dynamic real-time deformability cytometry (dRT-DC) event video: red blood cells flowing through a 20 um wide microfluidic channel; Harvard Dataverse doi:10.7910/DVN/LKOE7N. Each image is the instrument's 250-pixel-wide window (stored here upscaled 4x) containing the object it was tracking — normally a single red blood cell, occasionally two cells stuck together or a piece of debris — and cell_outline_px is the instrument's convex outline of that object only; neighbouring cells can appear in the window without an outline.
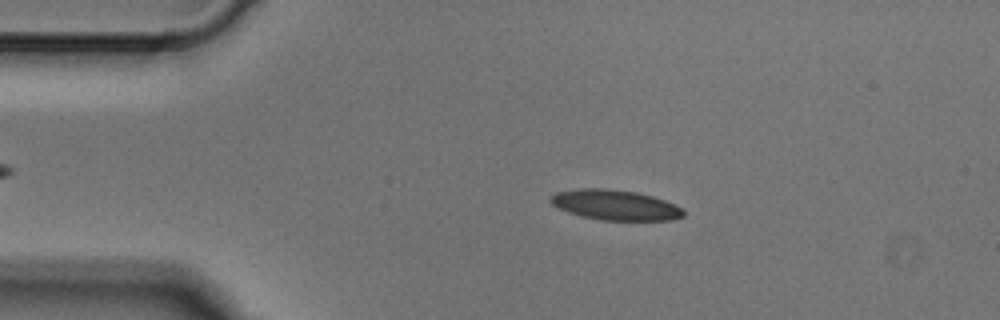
{"species": "Egyptian fruit bat (a non-hibernating species)", "species_latin": "Rousettus aegyptiacus", "temperature_condition": "cold", "stored_images_in_passage": 3, "camera_frame_rate_fps": 3000, "um_per_image_px": 0.085, "animal": {"sex": "male"}, "frame": {"image": 1, "passage_image": 2, "time_ms": 0.333, "image_size_px": [1000, 320], "cell_outline_px": [[684, 216], [672, 220], [600, 220], [580, 216], [568, 212], [552, 204], [548, 200], [548, 196], [556, 192], [580, 188], [608, 188], [636, 192], [652, 196], [664, 200], [684, 208]], "centroid_in_image_um": [52.27, 17.42], "position_along_channel_um": 32.7, "area_um2": 23.58}}